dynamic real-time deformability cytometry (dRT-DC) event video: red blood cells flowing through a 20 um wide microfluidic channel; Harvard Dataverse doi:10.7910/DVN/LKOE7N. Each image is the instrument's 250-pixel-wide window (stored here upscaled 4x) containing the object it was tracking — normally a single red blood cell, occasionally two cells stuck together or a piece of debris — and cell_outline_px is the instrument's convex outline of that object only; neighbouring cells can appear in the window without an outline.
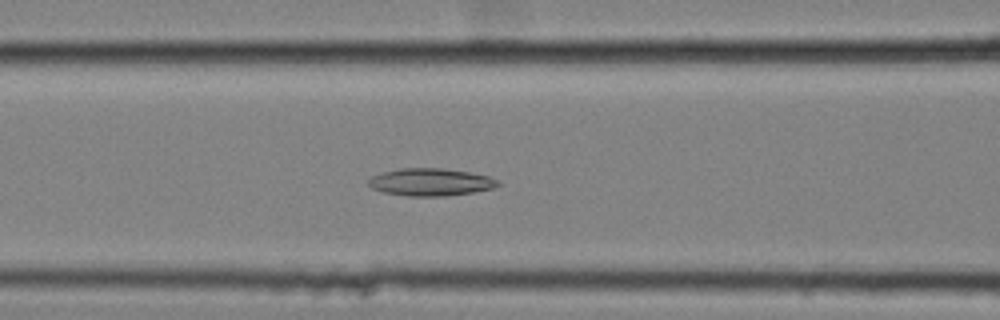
{"species": "common noctule bat (a hibernating species)", "species_latin": "Nyctalus noctula", "temperature_condition": "cold", "stored_images_in_passage": 39, "camera_frame_rate_fps": 3000, "um_per_image_px": 0.085, "animal": {"sex": "female", "body_mass_g": 25.1}, "frame": {"image": 1, "passage_image": 6, "time_ms": 1.667, "image_size_px": [1000, 320], "cell_outline_px": [[500, 184], [492, 188], [472, 192], [444, 196], [408, 196], [384, 192], [372, 188], [368, 184], [368, 180], [372, 176], [384, 172], [400, 168], [440, 168], [468, 172], [488, 176], [496, 180]], "centroid_in_image_um": [36.57, 15.48], "position_along_channel_um": 130.0, "area_um2": 20.4}}
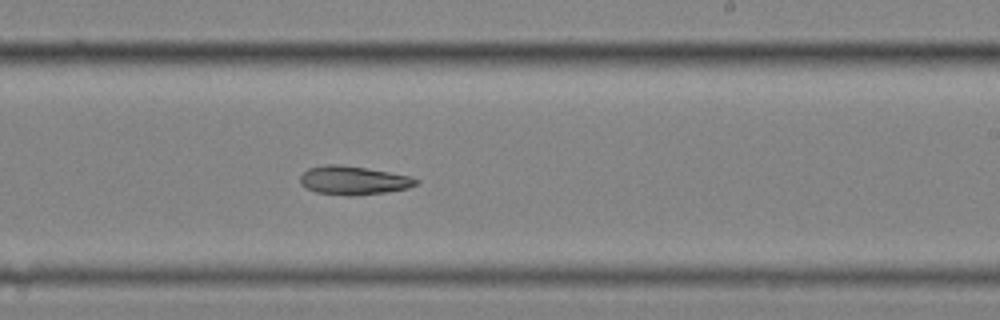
{"frame": {"image": 2, "passage_image": 17, "time_ms": 5.333, "image_size_px": [1000, 320], "cell_outline_px": [[420, 180], [416, 184], [408, 188], [384, 192], [352, 196], [344, 196], [316, 192], [300, 184], [300, 176], [308, 168], [324, 164], [336, 164], [364, 168], [388, 172], [408, 176]], "centroid_in_image_um": [30.0, 15.34], "position_along_channel_um": 259.0, "area_um2": 19.13}}
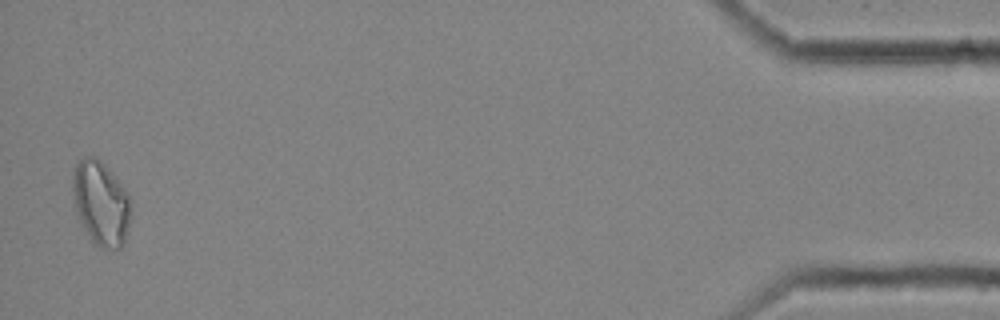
{"frame": {"image": 3, "passage_image": 38, "time_ms": 12.333, "image_size_px": [1000, 320], "cell_outline_px": [[132, 212], [124, 244], [120, 248], [100, 248], [92, 240], [80, 224], [76, 216], [72, 188], [72, 176], [76, 164], [84, 156], [96, 156], [108, 168], [128, 192], [132, 200]], "centroid_in_image_um": [8.59, 17.27], "position_along_channel_um": 426.6, "area_um2": 29.13}}